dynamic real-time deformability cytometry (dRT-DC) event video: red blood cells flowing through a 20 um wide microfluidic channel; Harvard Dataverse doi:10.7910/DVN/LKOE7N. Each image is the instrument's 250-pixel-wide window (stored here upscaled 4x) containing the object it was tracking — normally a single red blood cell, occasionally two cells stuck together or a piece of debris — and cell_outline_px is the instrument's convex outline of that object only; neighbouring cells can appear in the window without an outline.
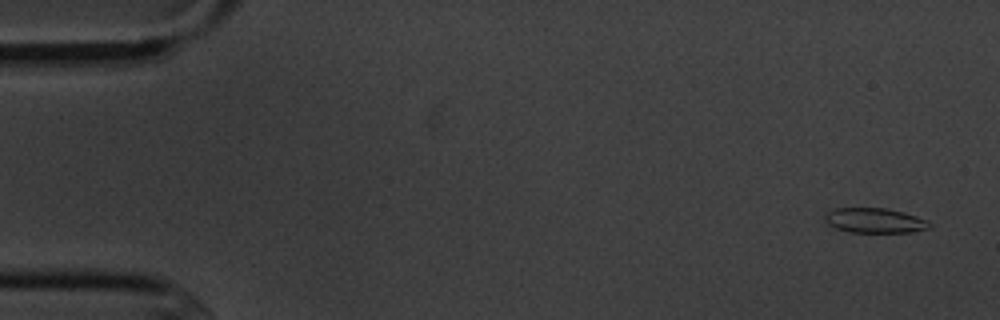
{"species": "common noctule bat (a hibernating species)", "species_latin": "Nyctalus noctula", "temperature_condition": "cold", "stored_images_in_passage": 4, "camera_frame_rate_fps": 3000, "um_per_image_px": 0.085, "animal": {"sex": "male", "body_mass_g": 20.1, "forearm_length_mm": 53.5}, "frame": {"image": 1, "passage_image": 1, "time_ms": 0.0, "image_size_px": [1000, 320], "cell_outline_px": [[932, 224], [928, 228], [912, 232], [848, 232], [836, 228], [828, 224], [824, 220], [824, 212], [832, 208], [884, 208], [904, 212], [928, 220]], "centroid_in_image_um": [74.31, 18.73], "position_along_channel_um": 10.7, "area_um2": 15.32}}
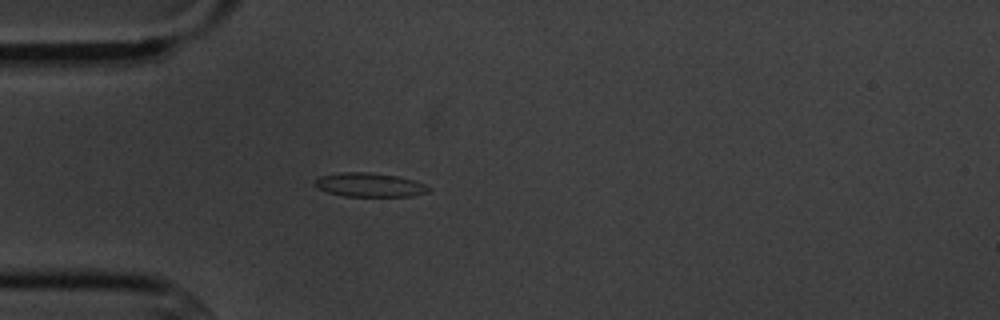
{"frame": {"image": 2, "passage_image": 4, "time_ms": 4.333, "image_size_px": [1000, 320], "cell_outline_px": [[432, 188], [428, 192], [412, 196], [344, 196], [328, 192], [312, 184], [320, 176], [340, 172], [368, 172], [396, 176], [412, 180], [424, 184]], "centroid_in_image_um": [31.41, 15.71], "position_along_channel_um": 53.6, "area_um2": 15.72}}